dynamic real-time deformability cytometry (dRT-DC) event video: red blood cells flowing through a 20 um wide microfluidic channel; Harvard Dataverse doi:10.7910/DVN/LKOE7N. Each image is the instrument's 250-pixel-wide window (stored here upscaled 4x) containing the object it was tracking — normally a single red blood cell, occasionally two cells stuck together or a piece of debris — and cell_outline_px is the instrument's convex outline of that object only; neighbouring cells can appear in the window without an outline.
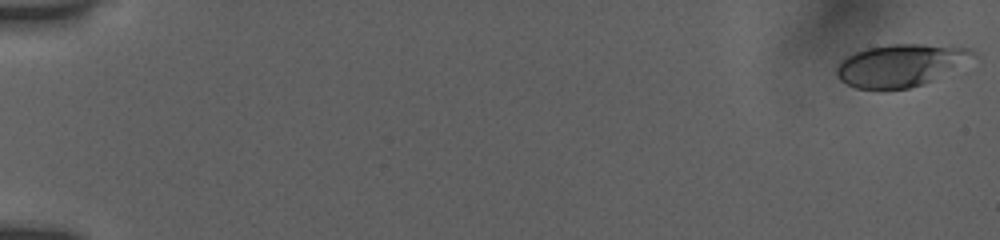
{"species": "human", "species_latin": "Homo sapiens", "temperature_condition": "room temperature", "stored_images_in_passage": 9, "camera_frame_rate_fps": 3000, "um_per_image_px": 0.085, "donor": {"sex": "female"}, "frame": {"image": 1, "passage_image": 1, "time_ms": 0.0, "image_size_px": [1000, 240], "cell_outline_px": [[976, 56], [956, 68], [924, 84], [908, 88], [856, 88], [840, 80], [836, 76], [836, 68], [840, 60], [856, 52], [868, 48], [892, 44], [920, 44], [972, 48], [976, 52]], "centroid_in_image_um": [76.55, 5.54], "position_along_channel_um": 8.5, "area_um2": 33.23}}
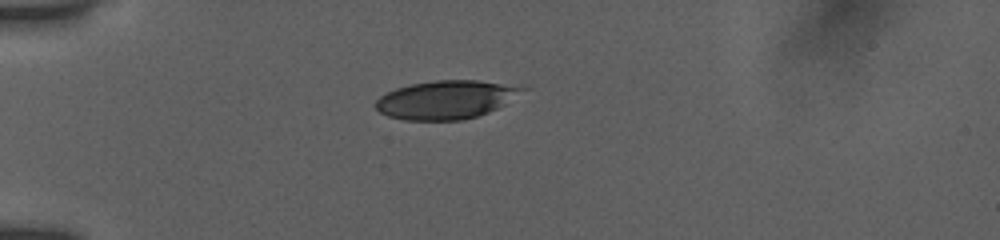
{"frame": {"image": 2, "passage_image": 8, "time_ms": 5.0, "image_size_px": [1000, 240], "cell_outline_px": [[528, 88], [504, 104], [488, 112], [476, 116], [460, 120], [404, 120], [388, 116], [380, 112], [372, 104], [380, 96], [396, 88], [412, 84], [436, 80], [480, 80], [524, 84]], "centroid_in_image_um": [37.96, 8.45], "position_along_channel_um": 47.0, "area_um2": 33.12}}